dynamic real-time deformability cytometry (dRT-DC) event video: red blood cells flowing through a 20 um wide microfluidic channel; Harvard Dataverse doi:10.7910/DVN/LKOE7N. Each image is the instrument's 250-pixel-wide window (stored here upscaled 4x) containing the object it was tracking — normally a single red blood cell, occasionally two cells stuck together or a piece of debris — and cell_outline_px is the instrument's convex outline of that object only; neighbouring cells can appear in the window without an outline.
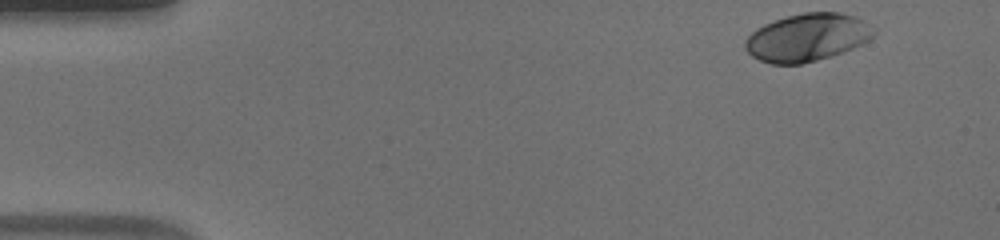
{"species": "human", "species_latin": "Homo sapiens", "temperature_condition": "warm", "stored_images_in_passage": 18, "camera_frame_rate_fps": 3000, "um_per_image_px": 0.085, "donor": {"sex": "male"}, "frame": {"image": 1, "passage_image": 1, "time_ms": 0.0, "image_size_px": [1000, 240], "cell_outline_px": [[876, 32], [868, 40], [852, 48], [816, 60], [800, 64], [772, 64], [760, 60], [752, 56], [744, 48], [744, 40], [756, 28], [764, 24], [788, 16], [804, 12], [840, 12], [864, 20]], "centroid_in_image_um": [68.57, 3.18], "position_along_channel_um": 16.4, "area_um2": 35.37}}
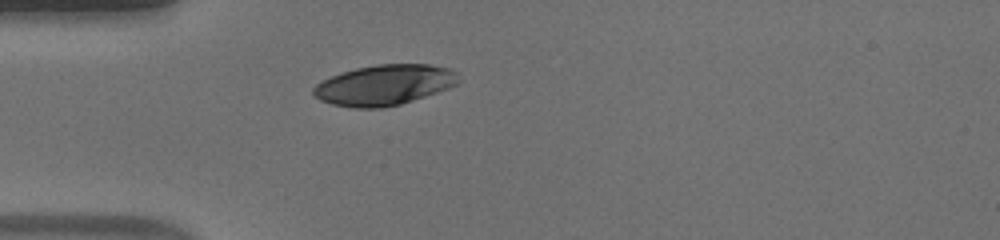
{"frame": {"image": 2, "passage_image": 12, "time_ms": 3.667, "image_size_px": [1000, 240], "cell_outline_px": [[460, 80], [456, 84], [448, 88], [400, 104], [380, 108], [352, 108], [332, 104], [320, 100], [312, 96], [312, 88], [316, 84], [340, 72], [356, 68], [376, 64], [428, 64], [448, 68], [456, 72]], "centroid_in_image_um": [32.62, 7.22], "position_along_channel_um": 52.4, "area_um2": 34.16}}
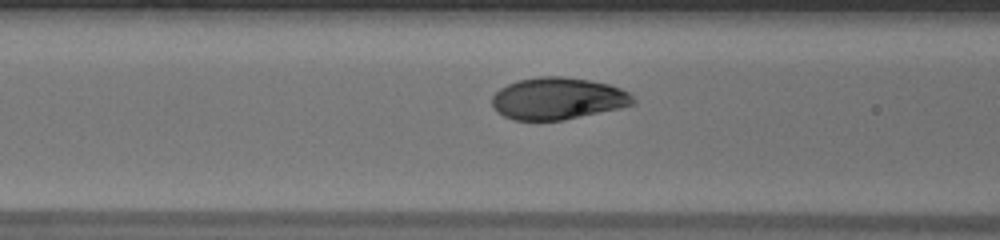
{"frame": {"image": 3, "passage_image": 18, "time_ms": 5.667, "image_size_px": [1000, 240], "cell_outline_px": [[636, 104], [620, 108], [564, 120], [512, 120], [496, 112], [492, 104], [492, 96], [500, 88], [508, 84], [520, 80], [540, 76], [564, 76], [588, 80], [608, 84], [620, 88], [628, 92], [636, 100]], "centroid_in_image_um": [47.41, 8.38], "position_along_channel_um": 119.2, "area_um2": 34.56}}